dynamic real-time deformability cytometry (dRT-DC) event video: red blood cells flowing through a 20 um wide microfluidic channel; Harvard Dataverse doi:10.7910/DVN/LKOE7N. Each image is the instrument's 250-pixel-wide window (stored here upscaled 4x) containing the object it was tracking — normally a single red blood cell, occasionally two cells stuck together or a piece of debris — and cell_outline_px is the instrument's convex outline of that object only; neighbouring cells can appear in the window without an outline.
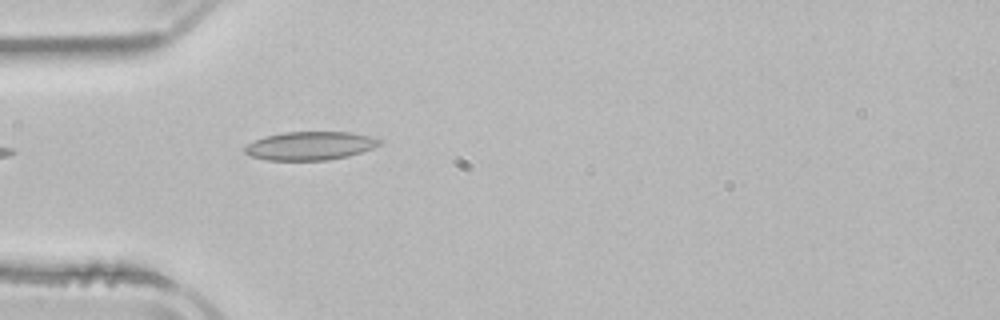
{"species": "common noctule bat (a hibernating species)", "species_latin": "Nyctalus noctula", "temperature_condition": "room temperature", "stored_images_in_passage": 1, "camera_frame_rate_fps": 3000, "um_per_image_px": 0.085, "animal": {"sex": "male", "body_mass_g": 21.5, "forearm_length_mm": 52.0}, "frame": {"image": 1, "passage_image": 1, "time_ms": 0.0, "image_size_px": [1000, 320], "cell_outline_px": [[384, 140], [380, 144], [372, 148], [348, 156], [328, 160], [264, 160], [252, 156], [244, 152], [244, 148], [248, 144], [264, 136], [284, 132], [352, 132], [372, 136]], "centroid_in_image_um": [26.38, 12.39], "position_along_channel_um": 58.6, "area_um2": 22.37}}